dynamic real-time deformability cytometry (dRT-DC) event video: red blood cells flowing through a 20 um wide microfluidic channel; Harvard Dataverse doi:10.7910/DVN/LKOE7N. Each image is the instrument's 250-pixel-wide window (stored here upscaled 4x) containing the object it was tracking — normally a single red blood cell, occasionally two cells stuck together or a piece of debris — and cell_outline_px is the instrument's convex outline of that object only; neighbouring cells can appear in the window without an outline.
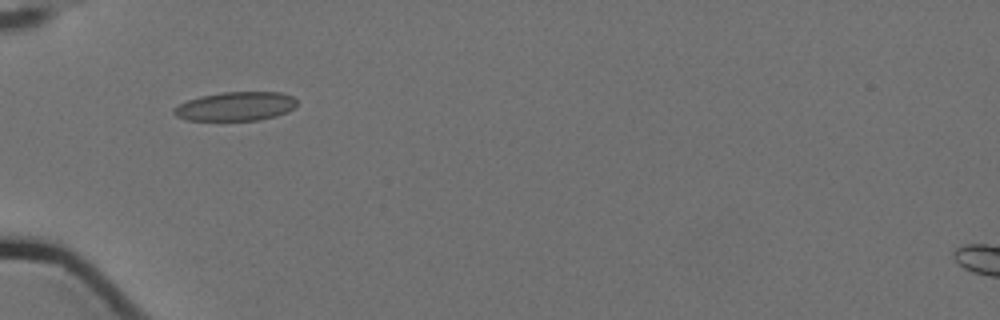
{"species": "Egyptian fruit bat (a non-hibernating species)", "species_latin": "Rousettus aegyptiacus", "temperature_condition": "cold", "stored_images_in_passage": 9, "camera_frame_rate_fps": 3000, "um_per_image_px": 0.085, "animal": {"sex": "female"}, "frame": {"image": 1, "passage_image": 7, "time_ms": 2.0, "image_size_px": [1000, 320], "cell_outline_px": [[296, 104], [288, 112], [276, 116], [260, 120], [188, 120], [176, 116], [172, 112], [172, 108], [188, 100], [200, 96], [224, 92], [280, 92], [292, 96], [296, 100]], "centroid_in_image_um": [20.02, 9.04], "position_along_channel_um": 65.0, "area_um2": 20.69}}
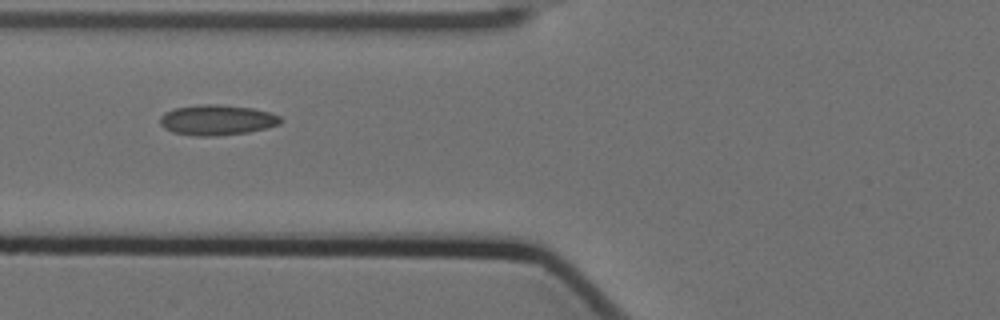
{"frame": {"image": 2, "passage_image": 8, "time_ms": 2.333, "image_size_px": [1000, 320], "cell_outline_px": [[284, 120], [280, 124], [248, 132], [216, 136], [196, 136], [172, 132], [164, 128], [160, 124], [160, 116], [164, 112], [176, 108], [200, 104], [216, 104], [252, 108], [272, 112], [280, 116]], "centroid_in_image_um": [18.45, 10.2], "position_along_channel_um": 107.3, "area_um2": 21.44}}
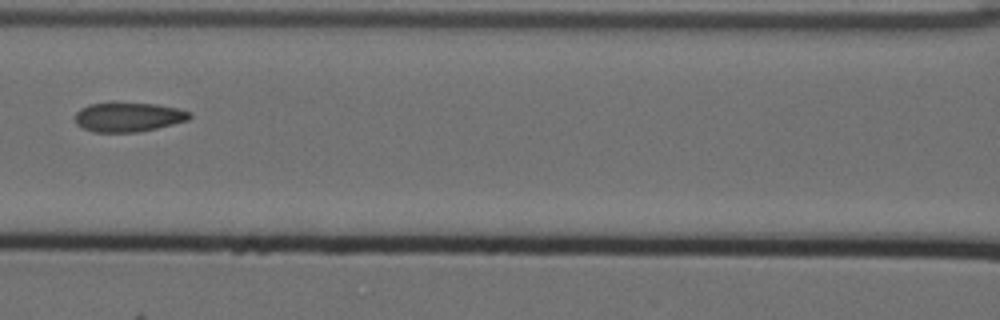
{"frame": {"image": 3, "passage_image": 9, "time_ms": 2.667, "image_size_px": [1000, 320], "cell_outline_px": [[192, 116], [188, 120], [156, 128], [136, 132], [92, 132], [76, 124], [76, 112], [80, 108], [88, 104], [112, 100], [156, 104], [176, 108], [192, 112]], "centroid_in_image_um": [10.87, 9.9], "position_along_channel_um": 155.7, "area_um2": 20.17}}